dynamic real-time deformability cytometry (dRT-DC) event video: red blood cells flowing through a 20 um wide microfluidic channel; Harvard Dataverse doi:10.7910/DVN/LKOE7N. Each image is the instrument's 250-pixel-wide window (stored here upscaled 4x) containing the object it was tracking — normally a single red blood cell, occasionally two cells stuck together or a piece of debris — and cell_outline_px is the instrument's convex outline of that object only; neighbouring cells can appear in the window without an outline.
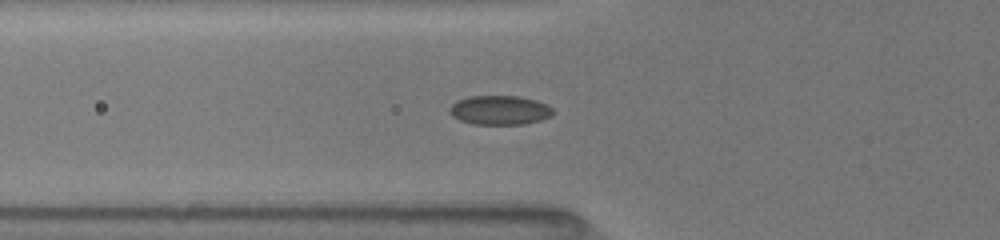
{"species": "common noctule bat (a hibernating species)", "species_latin": "Nyctalus noctula", "temperature_condition": "room temperature", "stored_images_in_passage": 7, "camera_frame_rate_fps": 3000, "um_per_image_px": 0.085, "animal": {"sex": "female", "body_mass_g": 19.5, "forearm_length_mm": 54.1}, "frame": {"image": 1, "passage_image": 3, "time_ms": 0.333, "image_size_px": [1000, 240], "cell_outline_px": [[552, 116], [540, 120], [524, 124], [472, 124], [460, 120], [452, 116], [448, 112], [448, 108], [456, 100], [468, 96], [520, 96], [536, 100], [552, 108]], "centroid_in_image_um": [42.42, 9.36], "position_along_channel_um": 83.4, "area_um2": 17.69}}